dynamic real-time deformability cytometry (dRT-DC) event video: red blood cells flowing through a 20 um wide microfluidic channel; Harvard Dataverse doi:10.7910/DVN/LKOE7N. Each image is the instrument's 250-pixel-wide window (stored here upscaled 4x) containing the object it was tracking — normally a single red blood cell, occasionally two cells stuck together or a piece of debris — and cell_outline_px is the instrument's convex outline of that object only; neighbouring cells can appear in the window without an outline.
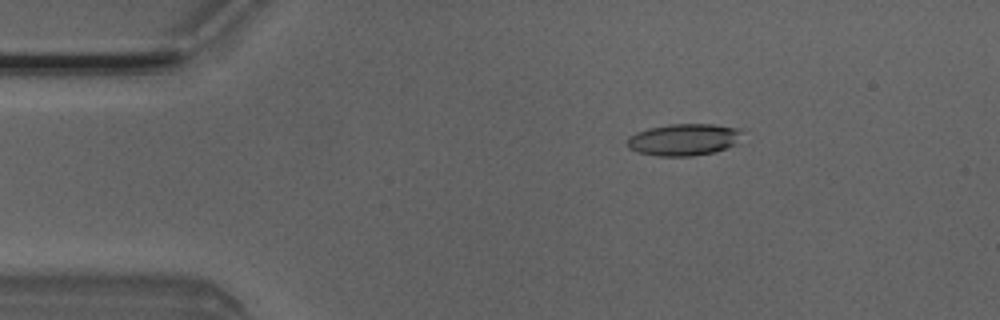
{"species": "Egyptian fruit bat (a non-hibernating species)", "species_latin": "Rousettus aegyptiacus", "temperature_condition": "room temperature", "stored_images_in_passage": 7, "camera_frame_rate_fps": 3000, "um_per_image_px": 0.085, "animal": {"sex": "male"}, "frame": {"image": 1, "passage_image": 3, "time_ms": 0.667, "image_size_px": [1000, 320], "cell_outline_px": [[740, 132], [736, 144], [716, 152], [692, 156], [660, 156], [636, 152], [628, 148], [628, 136], [636, 132], [648, 128], [668, 124], [712, 124], [740, 128]], "centroid_in_image_um": [58.09, 11.87], "position_along_channel_um": 26.9, "area_um2": 21.39}}